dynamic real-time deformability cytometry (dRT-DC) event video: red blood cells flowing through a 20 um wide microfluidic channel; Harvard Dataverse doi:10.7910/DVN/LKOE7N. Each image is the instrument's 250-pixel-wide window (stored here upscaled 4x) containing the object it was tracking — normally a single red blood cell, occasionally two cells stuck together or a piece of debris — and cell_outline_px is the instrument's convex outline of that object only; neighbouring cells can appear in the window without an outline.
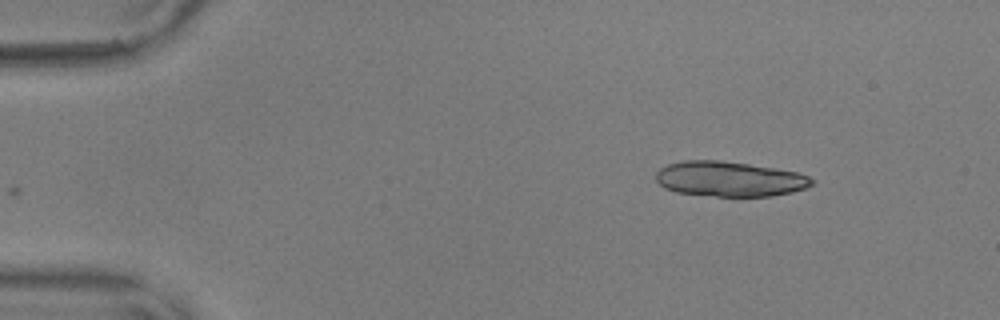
{"species": "common noctule bat (a hibernating species)", "species_latin": "Nyctalus noctula", "temperature_condition": "warm", "stored_images_in_passage": 42, "segment_of_instrument_passage": [1, 2], "camera_frame_rate_fps": 3000, "um_per_image_px": 0.085, "animal": {"sex": "male", "body_mass_g": 17.9, "forearm_length_mm": 54.2}, "frame": {"image": 1, "passage_image": 1, "time_ms": 0.0, "image_size_px": [1000, 320], "cell_outline_px": [[816, 180], [812, 184], [804, 188], [792, 192], [772, 196], [716, 196], [676, 192], [664, 188], [656, 180], [656, 172], [660, 168], [668, 164], [684, 160], [720, 160], [748, 164], [796, 172], [808, 176]], "centroid_in_image_um": [61.98, 15.21], "position_along_channel_um": 23.0, "area_um2": 31.73}}